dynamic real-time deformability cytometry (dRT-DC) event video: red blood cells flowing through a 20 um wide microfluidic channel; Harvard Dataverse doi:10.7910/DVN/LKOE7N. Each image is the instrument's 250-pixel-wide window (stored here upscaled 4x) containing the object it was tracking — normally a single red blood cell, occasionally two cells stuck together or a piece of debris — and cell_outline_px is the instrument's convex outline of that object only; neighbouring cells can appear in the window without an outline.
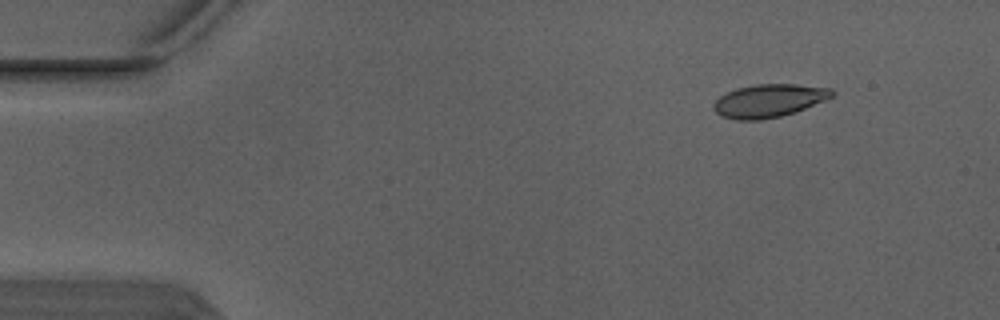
{"species": "Egyptian fruit bat (a non-hibernating species)", "species_latin": "Rousettus aegyptiacus", "temperature_condition": "warm", "stored_images_in_passage": 6, "segment_of_instrument_passage": [2, 2], "camera_frame_rate_fps": 3000, "um_per_image_px": 0.085, "animal": {"sex": "male"}, "frame": {"image": 1, "passage_image": 6, "time_ms": 1.667, "image_size_px": [1000, 320], "cell_outline_px": [[832, 96], [824, 100], [796, 112], [780, 116], [760, 120], [736, 120], [720, 116], [712, 108], [712, 104], [720, 96], [736, 88], [756, 84], [796, 84], [832, 88]], "centroid_in_image_um": [65.31, 8.56], "position_along_channel_um": 19.7, "area_um2": 22.77}}